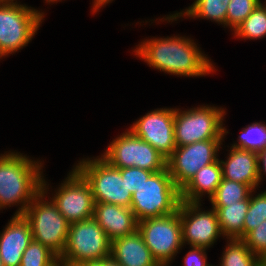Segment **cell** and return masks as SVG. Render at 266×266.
<instances>
[{"label":"cell","mask_w":266,"mask_h":266,"mask_svg":"<svg viewBox=\"0 0 266 266\" xmlns=\"http://www.w3.org/2000/svg\"><path fill=\"white\" fill-rule=\"evenodd\" d=\"M134 53L150 67L171 75L202 77L216 70L194 41L185 36L146 39Z\"/></svg>","instance_id":"6da1fadb"},{"label":"cell","mask_w":266,"mask_h":266,"mask_svg":"<svg viewBox=\"0 0 266 266\" xmlns=\"http://www.w3.org/2000/svg\"><path fill=\"white\" fill-rule=\"evenodd\" d=\"M42 163L20 152L0 156V209L19 205L14 215H23L42 191ZM17 203V204H16Z\"/></svg>","instance_id":"7a4b0ae2"},{"label":"cell","mask_w":266,"mask_h":266,"mask_svg":"<svg viewBox=\"0 0 266 266\" xmlns=\"http://www.w3.org/2000/svg\"><path fill=\"white\" fill-rule=\"evenodd\" d=\"M46 183L43 177L42 191L28 205L23 216L29 222L33 240L60 257L66 247L69 223L52 200H44L49 189Z\"/></svg>","instance_id":"3957f363"},{"label":"cell","mask_w":266,"mask_h":266,"mask_svg":"<svg viewBox=\"0 0 266 266\" xmlns=\"http://www.w3.org/2000/svg\"><path fill=\"white\" fill-rule=\"evenodd\" d=\"M181 202L180 189L173 182L168 168L153 172L132 194L130 209L139 222L146 218L173 214Z\"/></svg>","instance_id":"277c9868"},{"label":"cell","mask_w":266,"mask_h":266,"mask_svg":"<svg viewBox=\"0 0 266 266\" xmlns=\"http://www.w3.org/2000/svg\"><path fill=\"white\" fill-rule=\"evenodd\" d=\"M44 13L17 2L0 1V58L27 46L39 29Z\"/></svg>","instance_id":"5b68a950"},{"label":"cell","mask_w":266,"mask_h":266,"mask_svg":"<svg viewBox=\"0 0 266 266\" xmlns=\"http://www.w3.org/2000/svg\"><path fill=\"white\" fill-rule=\"evenodd\" d=\"M226 115L223 108L200 106L185 111L174 110V135L176 147L208 139H223L228 133L223 126Z\"/></svg>","instance_id":"8992f818"},{"label":"cell","mask_w":266,"mask_h":266,"mask_svg":"<svg viewBox=\"0 0 266 266\" xmlns=\"http://www.w3.org/2000/svg\"><path fill=\"white\" fill-rule=\"evenodd\" d=\"M73 168L89 183L95 202L130 208L132 194L119 168L111 166L102 157L82 159Z\"/></svg>","instance_id":"52a82bcc"},{"label":"cell","mask_w":266,"mask_h":266,"mask_svg":"<svg viewBox=\"0 0 266 266\" xmlns=\"http://www.w3.org/2000/svg\"><path fill=\"white\" fill-rule=\"evenodd\" d=\"M111 241L93 219L69 224L65 250L59 259L67 264H92L110 256Z\"/></svg>","instance_id":"ba28073f"},{"label":"cell","mask_w":266,"mask_h":266,"mask_svg":"<svg viewBox=\"0 0 266 266\" xmlns=\"http://www.w3.org/2000/svg\"><path fill=\"white\" fill-rule=\"evenodd\" d=\"M101 157L116 168L138 167L151 172L167 168V159L129 129L115 138Z\"/></svg>","instance_id":"9c48e42d"},{"label":"cell","mask_w":266,"mask_h":266,"mask_svg":"<svg viewBox=\"0 0 266 266\" xmlns=\"http://www.w3.org/2000/svg\"><path fill=\"white\" fill-rule=\"evenodd\" d=\"M137 230L160 265L172 263V259L183 247L179 209L167 216L140 220Z\"/></svg>","instance_id":"30bf717a"},{"label":"cell","mask_w":266,"mask_h":266,"mask_svg":"<svg viewBox=\"0 0 266 266\" xmlns=\"http://www.w3.org/2000/svg\"><path fill=\"white\" fill-rule=\"evenodd\" d=\"M224 139H208L176 147L167 159V168L175 185L181 190L197 171L218 159Z\"/></svg>","instance_id":"8fae6325"},{"label":"cell","mask_w":266,"mask_h":266,"mask_svg":"<svg viewBox=\"0 0 266 266\" xmlns=\"http://www.w3.org/2000/svg\"><path fill=\"white\" fill-rule=\"evenodd\" d=\"M50 198L69 224L93 218L94 197L89 183L74 168Z\"/></svg>","instance_id":"7c38bea8"},{"label":"cell","mask_w":266,"mask_h":266,"mask_svg":"<svg viewBox=\"0 0 266 266\" xmlns=\"http://www.w3.org/2000/svg\"><path fill=\"white\" fill-rule=\"evenodd\" d=\"M200 202L181 201L178 209L182 225V243L190 247L210 248L221 232L217 213L214 208L202 211ZM187 242V243H186Z\"/></svg>","instance_id":"4fadbf2b"},{"label":"cell","mask_w":266,"mask_h":266,"mask_svg":"<svg viewBox=\"0 0 266 266\" xmlns=\"http://www.w3.org/2000/svg\"><path fill=\"white\" fill-rule=\"evenodd\" d=\"M174 108H160L146 113L130 127V131L148 142L168 159L176 149Z\"/></svg>","instance_id":"5bb4252c"},{"label":"cell","mask_w":266,"mask_h":266,"mask_svg":"<svg viewBox=\"0 0 266 266\" xmlns=\"http://www.w3.org/2000/svg\"><path fill=\"white\" fill-rule=\"evenodd\" d=\"M0 233V257L4 266H20L23 252L33 240L29 222L14 215Z\"/></svg>","instance_id":"9a60e30c"},{"label":"cell","mask_w":266,"mask_h":266,"mask_svg":"<svg viewBox=\"0 0 266 266\" xmlns=\"http://www.w3.org/2000/svg\"><path fill=\"white\" fill-rule=\"evenodd\" d=\"M93 219L105 231L108 239L124 237L138 229V221L130 208L95 202Z\"/></svg>","instance_id":"2e32d148"},{"label":"cell","mask_w":266,"mask_h":266,"mask_svg":"<svg viewBox=\"0 0 266 266\" xmlns=\"http://www.w3.org/2000/svg\"><path fill=\"white\" fill-rule=\"evenodd\" d=\"M229 151L227 160H219L222 168V177L241 184H247L255 190L260 184L257 152L239 147H230Z\"/></svg>","instance_id":"e0dca14e"},{"label":"cell","mask_w":266,"mask_h":266,"mask_svg":"<svg viewBox=\"0 0 266 266\" xmlns=\"http://www.w3.org/2000/svg\"><path fill=\"white\" fill-rule=\"evenodd\" d=\"M110 256L121 266H161L138 230L111 241Z\"/></svg>","instance_id":"ac0fdd59"},{"label":"cell","mask_w":266,"mask_h":266,"mask_svg":"<svg viewBox=\"0 0 266 266\" xmlns=\"http://www.w3.org/2000/svg\"><path fill=\"white\" fill-rule=\"evenodd\" d=\"M222 168L219 158L201 168L190 181L180 190L181 201L201 202V198L208 194L210 199L216 192L222 180Z\"/></svg>","instance_id":"d6986e66"},{"label":"cell","mask_w":266,"mask_h":266,"mask_svg":"<svg viewBox=\"0 0 266 266\" xmlns=\"http://www.w3.org/2000/svg\"><path fill=\"white\" fill-rule=\"evenodd\" d=\"M249 204L250 196L233 204H211L217 213L221 232L228 240L243 239V225Z\"/></svg>","instance_id":"ffe728a7"},{"label":"cell","mask_w":266,"mask_h":266,"mask_svg":"<svg viewBox=\"0 0 266 266\" xmlns=\"http://www.w3.org/2000/svg\"><path fill=\"white\" fill-rule=\"evenodd\" d=\"M230 0H195L189 8L185 11L176 12L175 14L167 15L166 21H176L181 16H188L189 18H203L215 21L218 24L226 26L227 7Z\"/></svg>","instance_id":"44dd1931"},{"label":"cell","mask_w":266,"mask_h":266,"mask_svg":"<svg viewBox=\"0 0 266 266\" xmlns=\"http://www.w3.org/2000/svg\"><path fill=\"white\" fill-rule=\"evenodd\" d=\"M229 241L222 253L220 266H260V257L253 254L242 239Z\"/></svg>","instance_id":"7402d4cb"},{"label":"cell","mask_w":266,"mask_h":266,"mask_svg":"<svg viewBox=\"0 0 266 266\" xmlns=\"http://www.w3.org/2000/svg\"><path fill=\"white\" fill-rule=\"evenodd\" d=\"M264 3L260 2L253 12L235 28V36L244 40L266 36V2Z\"/></svg>","instance_id":"603a6c76"},{"label":"cell","mask_w":266,"mask_h":266,"mask_svg":"<svg viewBox=\"0 0 266 266\" xmlns=\"http://www.w3.org/2000/svg\"><path fill=\"white\" fill-rule=\"evenodd\" d=\"M252 190L247 184L222 178L215 194L209 200L211 204H233L247 199Z\"/></svg>","instance_id":"cb8c5ba5"},{"label":"cell","mask_w":266,"mask_h":266,"mask_svg":"<svg viewBox=\"0 0 266 266\" xmlns=\"http://www.w3.org/2000/svg\"><path fill=\"white\" fill-rule=\"evenodd\" d=\"M238 143L231 147L258 152L266 147V125L262 122H255L243 128L238 136Z\"/></svg>","instance_id":"d4e9b609"},{"label":"cell","mask_w":266,"mask_h":266,"mask_svg":"<svg viewBox=\"0 0 266 266\" xmlns=\"http://www.w3.org/2000/svg\"><path fill=\"white\" fill-rule=\"evenodd\" d=\"M58 259L49 248L32 240L23 252L20 266H51Z\"/></svg>","instance_id":"484cf974"},{"label":"cell","mask_w":266,"mask_h":266,"mask_svg":"<svg viewBox=\"0 0 266 266\" xmlns=\"http://www.w3.org/2000/svg\"><path fill=\"white\" fill-rule=\"evenodd\" d=\"M250 194V204L245 215L243 225V238L253 229L266 220V191L255 196Z\"/></svg>","instance_id":"4316f807"},{"label":"cell","mask_w":266,"mask_h":266,"mask_svg":"<svg viewBox=\"0 0 266 266\" xmlns=\"http://www.w3.org/2000/svg\"><path fill=\"white\" fill-rule=\"evenodd\" d=\"M261 0H230L227 7L226 27L233 31L257 7Z\"/></svg>","instance_id":"83f0119b"},{"label":"cell","mask_w":266,"mask_h":266,"mask_svg":"<svg viewBox=\"0 0 266 266\" xmlns=\"http://www.w3.org/2000/svg\"><path fill=\"white\" fill-rule=\"evenodd\" d=\"M252 251L258 257L266 254V220L260 223L257 228L251 230L243 239Z\"/></svg>","instance_id":"f1b7e54d"},{"label":"cell","mask_w":266,"mask_h":266,"mask_svg":"<svg viewBox=\"0 0 266 266\" xmlns=\"http://www.w3.org/2000/svg\"><path fill=\"white\" fill-rule=\"evenodd\" d=\"M119 169L121 171L122 177H125V184L127 185V188L130 190L131 194H133L134 191H136L153 173L138 167Z\"/></svg>","instance_id":"f546056e"},{"label":"cell","mask_w":266,"mask_h":266,"mask_svg":"<svg viewBox=\"0 0 266 266\" xmlns=\"http://www.w3.org/2000/svg\"><path fill=\"white\" fill-rule=\"evenodd\" d=\"M192 249L183 258L184 266H211L207 264L206 248L191 247Z\"/></svg>","instance_id":"4dcf8cb0"},{"label":"cell","mask_w":266,"mask_h":266,"mask_svg":"<svg viewBox=\"0 0 266 266\" xmlns=\"http://www.w3.org/2000/svg\"><path fill=\"white\" fill-rule=\"evenodd\" d=\"M257 156H258V178L260 183L263 175L266 174V147L258 151Z\"/></svg>","instance_id":"1f68e13d"},{"label":"cell","mask_w":266,"mask_h":266,"mask_svg":"<svg viewBox=\"0 0 266 266\" xmlns=\"http://www.w3.org/2000/svg\"><path fill=\"white\" fill-rule=\"evenodd\" d=\"M94 266H121L111 256L92 263Z\"/></svg>","instance_id":"d6a6232c"},{"label":"cell","mask_w":266,"mask_h":266,"mask_svg":"<svg viewBox=\"0 0 266 266\" xmlns=\"http://www.w3.org/2000/svg\"><path fill=\"white\" fill-rule=\"evenodd\" d=\"M113 0H94L93 2V14L97 12L101 7H104V5L112 2Z\"/></svg>","instance_id":"836d02e7"},{"label":"cell","mask_w":266,"mask_h":266,"mask_svg":"<svg viewBox=\"0 0 266 266\" xmlns=\"http://www.w3.org/2000/svg\"><path fill=\"white\" fill-rule=\"evenodd\" d=\"M51 266H67V263L64 262L61 259H58L56 262H54Z\"/></svg>","instance_id":"e575fe53"},{"label":"cell","mask_w":266,"mask_h":266,"mask_svg":"<svg viewBox=\"0 0 266 266\" xmlns=\"http://www.w3.org/2000/svg\"><path fill=\"white\" fill-rule=\"evenodd\" d=\"M260 266H266V254L260 258Z\"/></svg>","instance_id":"d590c367"},{"label":"cell","mask_w":266,"mask_h":266,"mask_svg":"<svg viewBox=\"0 0 266 266\" xmlns=\"http://www.w3.org/2000/svg\"><path fill=\"white\" fill-rule=\"evenodd\" d=\"M67 266H94V265L89 263H82V264H67Z\"/></svg>","instance_id":"8d00e7d4"},{"label":"cell","mask_w":266,"mask_h":266,"mask_svg":"<svg viewBox=\"0 0 266 266\" xmlns=\"http://www.w3.org/2000/svg\"><path fill=\"white\" fill-rule=\"evenodd\" d=\"M45 1H46L47 3H48V2H49V3H50V2H52V3H53V2H56V3H57V1H60V0H45Z\"/></svg>","instance_id":"74e56055"},{"label":"cell","mask_w":266,"mask_h":266,"mask_svg":"<svg viewBox=\"0 0 266 266\" xmlns=\"http://www.w3.org/2000/svg\"><path fill=\"white\" fill-rule=\"evenodd\" d=\"M2 2H15V0H0Z\"/></svg>","instance_id":"f35d334b"},{"label":"cell","mask_w":266,"mask_h":266,"mask_svg":"<svg viewBox=\"0 0 266 266\" xmlns=\"http://www.w3.org/2000/svg\"><path fill=\"white\" fill-rule=\"evenodd\" d=\"M0 266H4V264H3V261H2V259H1V257H0Z\"/></svg>","instance_id":"ab89813d"}]
</instances>
